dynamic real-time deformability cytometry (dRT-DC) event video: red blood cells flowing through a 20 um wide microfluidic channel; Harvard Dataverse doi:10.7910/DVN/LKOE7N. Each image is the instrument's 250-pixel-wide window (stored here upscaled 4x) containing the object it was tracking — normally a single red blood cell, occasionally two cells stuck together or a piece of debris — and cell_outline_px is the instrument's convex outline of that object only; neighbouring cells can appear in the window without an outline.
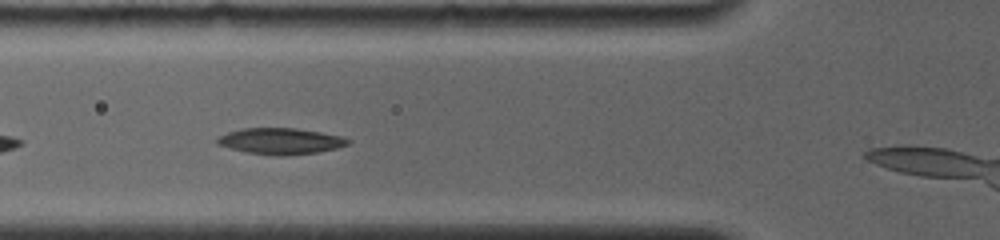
{"species": "common noctule bat (a hibernating species)", "species_latin": "Nyctalus noctula", "temperature_condition": "room temperature", "stored_images_in_passage": 23, "camera_frame_rate_fps": 4000, "um_per_image_px": 0.085, "animal": {"sex": "female", "body_mass_g": 19.0, "forearm_length_mm": 56.7}, "frame": {"image": 1, "passage_image": 7, "time_ms": 2.0, "image_size_px": [1000, 240], "cell_outline_px": [[352, 140], [348, 144], [336, 148], [316, 152], [280, 156], [244, 152], [216, 144], [216, 140], [220, 136], [228, 132], [244, 128], [296, 128], [320, 132], [340, 136]], "centroid_in_image_um": [23.83, 11.99], "position_along_channel_um": 102.0, "area_um2": 19.77}}
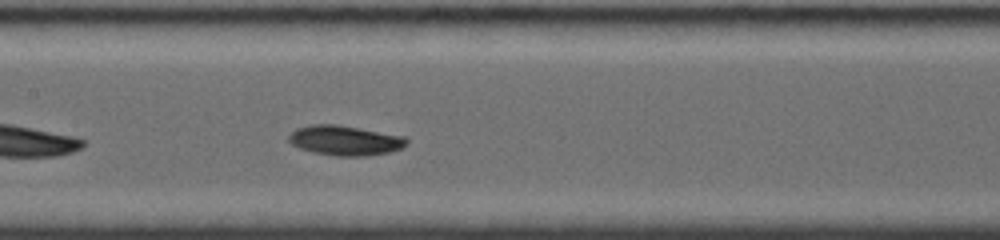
{"frame": {"image": 2, "passage_image": 13, "time_ms": 4.0, "image_size_px": [1000, 240], "cell_outline_px": [[408, 144], [404, 148], [388, 152], [364, 156], [336, 156], [312, 152], [300, 148], [292, 144], [288, 140], [288, 136], [296, 128], [312, 124], [336, 124], [404, 136], [408, 140]], "centroid_in_image_um": [29.33, 11.94], "position_along_channel_um": 178.1, "area_um2": 20.52}}
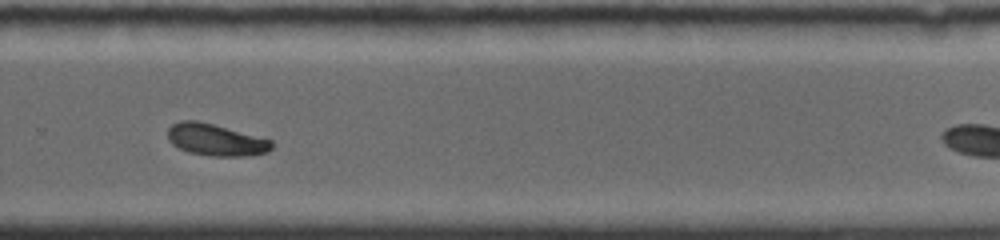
{"frame": {"image": 3, "passage_image": 21, "time_ms": 7.5, "image_size_px": [1000, 240], "cell_outline_px": [[272, 148], [268, 152], [244, 156], [208, 156], [188, 152], [172, 144], [168, 140], [168, 128], [172, 124], [180, 120], [200, 120], [272, 140]], "centroid_in_image_um": [18.31, 11.88], "position_along_channel_um": 311.5, "area_um2": 19.42}}